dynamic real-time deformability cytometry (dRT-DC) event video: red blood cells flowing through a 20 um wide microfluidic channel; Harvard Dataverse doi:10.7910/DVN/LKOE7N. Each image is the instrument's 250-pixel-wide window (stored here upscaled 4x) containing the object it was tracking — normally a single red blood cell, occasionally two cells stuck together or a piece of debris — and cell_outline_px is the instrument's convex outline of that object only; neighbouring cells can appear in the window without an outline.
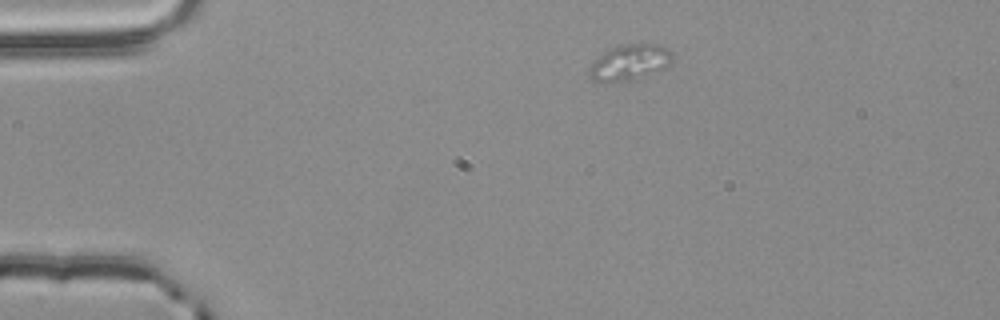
{"species": "common noctule bat (a hibernating species)", "species_latin": "Nyctalus noctula", "temperature_condition": "room temperature", "stored_images_in_passage": 2, "camera_frame_rate_fps": 3000, "um_per_image_px": 0.085, "animal": {"sex": "male", "body_mass_g": 20.4}, "frame": {"image": 1, "passage_image": 1, "time_ms": 0.0, "image_size_px": [1000, 320], "cell_outline_px": [[672, 64], [664, 68], [632, 80], [608, 84], [600, 84], [592, 80], [588, 76], [588, 68], [604, 52], [612, 48], [624, 44], [660, 44], [668, 48], [672, 52]], "centroid_in_image_um": [53.5, 5.34], "position_along_channel_um": 31.5, "area_um2": 17.63}}